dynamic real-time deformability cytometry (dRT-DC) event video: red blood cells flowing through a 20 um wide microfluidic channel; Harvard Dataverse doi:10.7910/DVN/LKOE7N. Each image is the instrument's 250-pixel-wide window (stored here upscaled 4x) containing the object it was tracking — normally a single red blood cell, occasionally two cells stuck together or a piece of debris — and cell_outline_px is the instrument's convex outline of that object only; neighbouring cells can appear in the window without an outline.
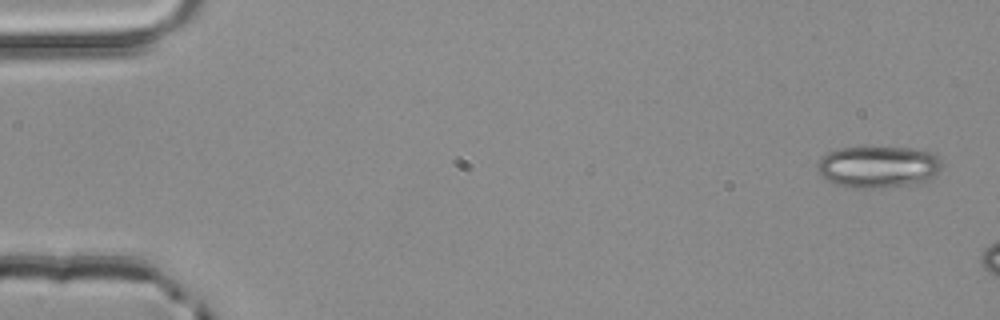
{"species": "common noctule bat (a hibernating species)", "species_latin": "Nyctalus noctula", "temperature_condition": "room temperature", "stored_images_in_passage": 4, "segment_of_instrument_passage": [2, 2], "camera_frame_rate_fps": 3000, "um_per_image_px": 0.085, "animal": {"sex": "male", "body_mass_g": 20.4}, "frame": {"image": 1, "passage_image": 4, "time_ms": 1.0, "image_size_px": [1000, 320], "cell_outline_px": [[940, 168], [936, 176], [932, 180], [920, 184], [880, 188], [860, 188], [836, 184], [820, 176], [816, 168], [820, 160], [828, 152], [840, 148], [908, 148], [932, 152], [940, 160]], "centroid_in_image_um": [74.68, 14.21], "position_along_channel_um": 10.3, "area_um2": 30.35}}